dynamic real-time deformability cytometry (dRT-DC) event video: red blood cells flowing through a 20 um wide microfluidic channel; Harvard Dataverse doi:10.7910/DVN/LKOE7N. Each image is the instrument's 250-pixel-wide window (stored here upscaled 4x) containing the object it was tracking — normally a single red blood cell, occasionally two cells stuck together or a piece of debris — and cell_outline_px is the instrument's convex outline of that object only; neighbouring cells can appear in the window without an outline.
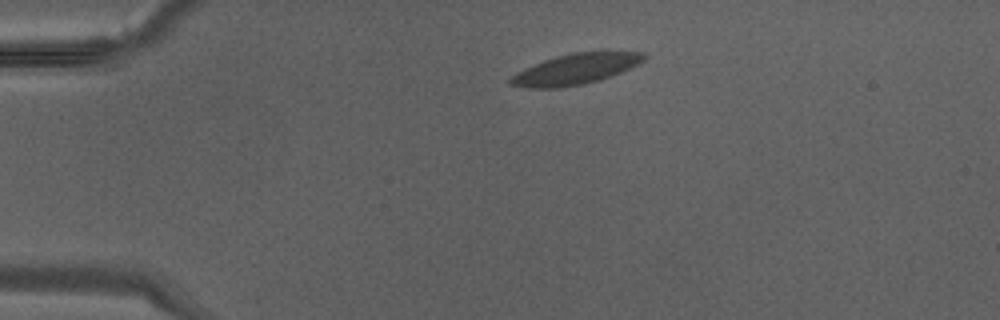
{"species": "Egyptian fruit bat (a non-hibernating species)", "species_latin": "Rousettus aegyptiacus", "temperature_condition": "warm", "stored_images_in_passage": 29, "camera_frame_rate_fps": 3000, "um_per_image_px": 0.085, "animal": {"sex": "male"}, "frame": {"image": 1, "passage_image": 1, "time_ms": 0.0, "image_size_px": [1000, 320], "cell_outline_px": [[648, 56], [644, 60], [620, 72], [600, 80], [584, 84], [556, 88], [528, 88], [508, 84], [508, 80], [516, 72], [524, 68], [544, 60], [556, 56], [572, 52], [644, 52]], "centroid_in_image_um": [48.87, 5.88], "position_along_channel_um": 36.1, "area_um2": 23.64}}
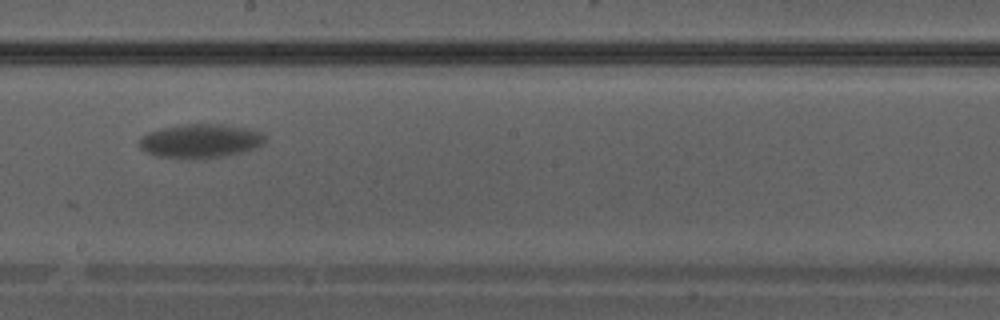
{"frame": {"image": 2, "passage_image": 18, "time_ms": 5.667, "image_size_px": [1000, 320], "cell_outline_px": [[264, 144], [256, 148], [224, 156], [156, 156], [140, 148], [140, 140], [148, 132], [160, 128], [184, 124], [220, 124], [248, 128], [264, 132]], "centroid_in_image_um": [17.09, 11.93], "position_along_channel_um": 231.1, "area_um2": 24.04}}
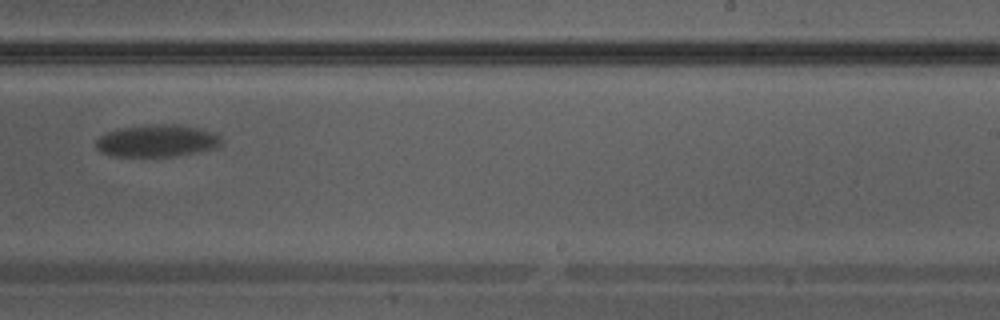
{"frame": {"image": 3, "passage_image": 21, "time_ms": 6.667, "image_size_px": [1000, 320], "cell_outline_px": [[224, 144], [216, 148], [176, 156], [112, 156], [100, 152], [96, 148], [96, 140], [100, 136], [108, 132], [124, 128], [160, 124], [176, 124], [200, 128], [216, 132], [224, 140]], "centroid_in_image_um": [13.42, 11.98], "position_along_channel_um": 275.6, "area_um2": 23.58}}